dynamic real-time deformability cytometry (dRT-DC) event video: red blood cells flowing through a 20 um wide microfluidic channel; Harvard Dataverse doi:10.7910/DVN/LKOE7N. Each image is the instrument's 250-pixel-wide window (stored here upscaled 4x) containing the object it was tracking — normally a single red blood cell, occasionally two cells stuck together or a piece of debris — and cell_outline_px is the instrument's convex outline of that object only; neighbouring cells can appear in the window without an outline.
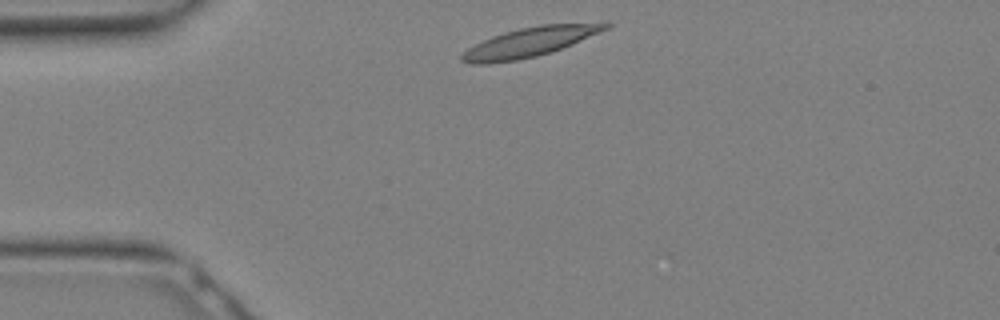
{"species": "Egyptian fruit bat (a non-hibernating species)", "species_latin": "Rousettus aegyptiacus", "temperature_condition": "warm", "stored_images_in_passage": 5, "camera_frame_rate_fps": 3000, "um_per_image_px": 0.085, "animal": {"sex": "female"}, "frame": {"image": 1, "passage_image": 1, "time_ms": 0.0, "image_size_px": [1000, 320], "cell_outline_px": [[612, 24], [608, 28], [600, 32], [572, 44], [552, 52], [536, 56], [516, 60], [488, 64], [468, 64], [460, 60], [460, 56], [468, 48], [492, 36], [504, 32], [520, 28], [540, 24]], "centroid_in_image_um": [44.93, 3.6], "position_along_channel_um": 40.1, "area_um2": 24.16}}
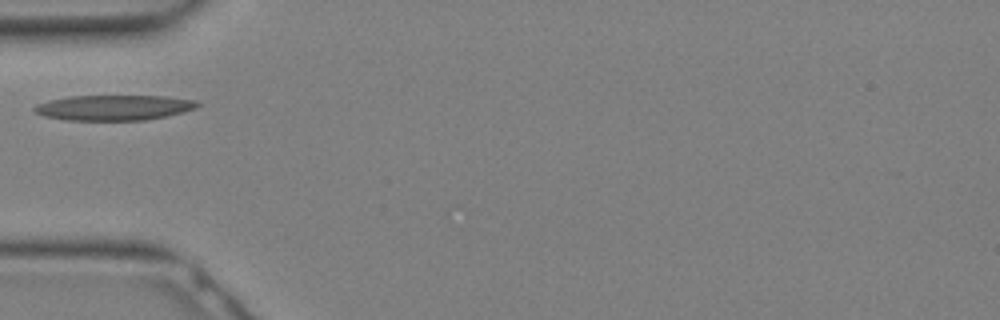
{"frame": {"image": 2, "passage_image": 4, "time_ms": 1.0, "image_size_px": [1000, 320], "cell_outline_px": [[200, 104], [196, 108], [184, 112], [144, 120], [68, 120], [44, 116], [36, 112], [32, 108], [36, 104], [68, 96], [164, 96], [196, 100]], "centroid_in_image_um": [9.69, 9.14], "position_along_channel_um": 75.3, "area_um2": 23.87}}